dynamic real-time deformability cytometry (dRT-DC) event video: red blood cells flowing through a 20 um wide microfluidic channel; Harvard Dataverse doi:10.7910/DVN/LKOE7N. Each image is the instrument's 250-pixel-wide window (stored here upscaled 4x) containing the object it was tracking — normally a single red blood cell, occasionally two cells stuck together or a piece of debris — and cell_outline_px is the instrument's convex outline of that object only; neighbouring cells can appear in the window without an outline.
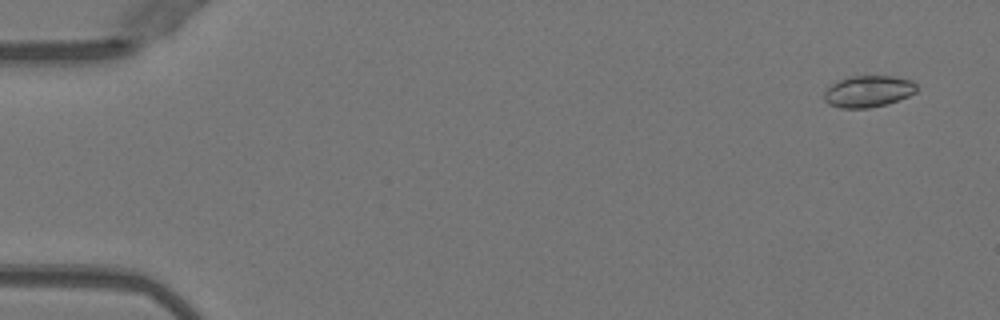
{"species": "Egyptian fruit bat (a non-hibernating species)", "species_latin": "Rousettus aegyptiacus", "temperature_condition": "warm", "stored_images_in_passage": 49, "camera_frame_rate_fps": 3000, "um_per_image_px": 0.085, "animal": {"sex": "female"}, "frame": {"image": 1, "passage_image": 3, "time_ms": 0.667, "image_size_px": [1000, 320], "cell_outline_px": [[916, 92], [908, 96], [888, 104], [868, 108], [840, 108], [828, 104], [824, 100], [824, 92], [832, 84], [848, 76], [892, 76], [912, 80], [916, 84]], "centroid_in_image_um": [73.8, 7.77], "position_along_channel_um": 11.2, "area_um2": 17.05}}
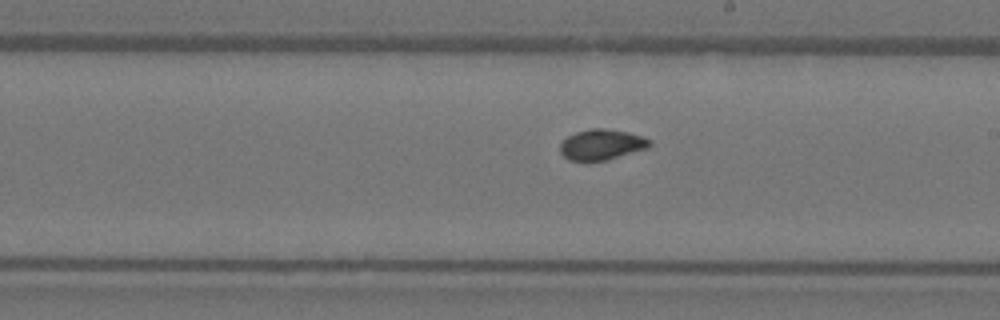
{"frame": {"image": 2, "passage_image": 30, "time_ms": 9.667, "image_size_px": [1000, 320], "cell_outline_px": [[652, 144], [648, 148], [608, 160], [588, 164], [568, 160], [560, 152], [560, 144], [568, 136], [576, 132], [592, 128], [604, 128], [628, 132], [652, 140]], "centroid_in_image_um": [51.12, 12.34], "position_along_channel_um": 237.9, "area_um2": 16.47}}
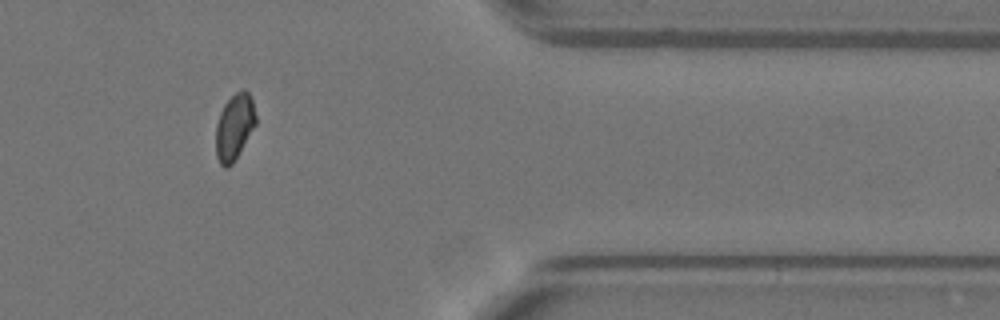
{"frame": {"image": 3, "passage_image": 43, "time_ms": 14.0, "image_size_px": [1000, 320], "cell_outline_px": [[256, 124], [232, 164], [228, 168], [224, 168], [220, 164], [216, 156], [216, 124], [220, 112], [224, 104], [236, 92], [244, 88], [248, 92], [252, 100], [256, 116]], "centroid_in_image_um": [19.91, 10.79], "position_along_channel_um": 391.5, "area_um2": 15.32}}